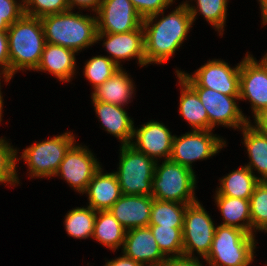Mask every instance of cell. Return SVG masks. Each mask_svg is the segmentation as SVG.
<instances>
[{
	"label": "cell",
	"instance_id": "obj_21",
	"mask_svg": "<svg viewBox=\"0 0 267 266\" xmlns=\"http://www.w3.org/2000/svg\"><path fill=\"white\" fill-rule=\"evenodd\" d=\"M89 207L96 211L108 210L122 195L114 172L103 173L102 166L92 177L86 191Z\"/></svg>",
	"mask_w": 267,
	"mask_h": 266
},
{
	"label": "cell",
	"instance_id": "obj_9",
	"mask_svg": "<svg viewBox=\"0 0 267 266\" xmlns=\"http://www.w3.org/2000/svg\"><path fill=\"white\" fill-rule=\"evenodd\" d=\"M216 225L199 201L188 204L185 210L183 226V255L196 257V251L202 258L210 252Z\"/></svg>",
	"mask_w": 267,
	"mask_h": 266
},
{
	"label": "cell",
	"instance_id": "obj_12",
	"mask_svg": "<svg viewBox=\"0 0 267 266\" xmlns=\"http://www.w3.org/2000/svg\"><path fill=\"white\" fill-rule=\"evenodd\" d=\"M100 168L101 165L92 151L87 146L75 143L66 153L54 176L64 178L74 190L84 194L92 177Z\"/></svg>",
	"mask_w": 267,
	"mask_h": 266
},
{
	"label": "cell",
	"instance_id": "obj_1",
	"mask_svg": "<svg viewBox=\"0 0 267 266\" xmlns=\"http://www.w3.org/2000/svg\"><path fill=\"white\" fill-rule=\"evenodd\" d=\"M164 11L143 19L146 64H163L173 56L186 39L193 25L185 2L167 16ZM161 17L158 21L157 18ZM156 20V21H155ZM155 21V22H154Z\"/></svg>",
	"mask_w": 267,
	"mask_h": 266
},
{
	"label": "cell",
	"instance_id": "obj_14",
	"mask_svg": "<svg viewBox=\"0 0 267 266\" xmlns=\"http://www.w3.org/2000/svg\"><path fill=\"white\" fill-rule=\"evenodd\" d=\"M96 20L101 33H125L139 29L143 23L130 0H102Z\"/></svg>",
	"mask_w": 267,
	"mask_h": 266
},
{
	"label": "cell",
	"instance_id": "obj_38",
	"mask_svg": "<svg viewBox=\"0 0 267 266\" xmlns=\"http://www.w3.org/2000/svg\"><path fill=\"white\" fill-rule=\"evenodd\" d=\"M0 69L1 73L10 78V59L7 31H0Z\"/></svg>",
	"mask_w": 267,
	"mask_h": 266
},
{
	"label": "cell",
	"instance_id": "obj_34",
	"mask_svg": "<svg viewBox=\"0 0 267 266\" xmlns=\"http://www.w3.org/2000/svg\"><path fill=\"white\" fill-rule=\"evenodd\" d=\"M17 148H13L5 138H0V184H19L16 171Z\"/></svg>",
	"mask_w": 267,
	"mask_h": 266
},
{
	"label": "cell",
	"instance_id": "obj_35",
	"mask_svg": "<svg viewBox=\"0 0 267 266\" xmlns=\"http://www.w3.org/2000/svg\"><path fill=\"white\" fill-rule=\"evenodd\" d=\"M70 10L67 0H24L25 15L41 18Z\"/></svg>",
	"mask_w": 267,
	"mask_h": 266
},
{
	"label": "cell",
	"instance_id": "obj_39",
	"mask_svg": "<svg viewBox=\"0 0 267 266\" xmlns=\"http://www.w3.org/2000/svg\"><path fill=\"white\" fill-rule=\"evenodd\" d=\"M199 257H189L185 255L181 256H169L165 259L163 264L165 266H204Z\"/></svg>",
	"mask_w": 267,
	"mask_h": 266
},
{
	"label": "cell",
	"instance_id": "obj_19",
	"mask_svg": "<svg viewBox=\"0 0 267 266\" xmlns=\"http://www.w3.org/2000/svg\"><path fill=\"white\" fill-rule=\"evenodd\" d=\"M93 106L102 128L121 141V145L130 144L133 137L134 121L123 106L102 101H94Z\"/></svg>",
	"mask_w": 267,
	"mask_h": 266
},
{
	"label": "cell",
	"instance_id": "obj_37",
	"mask_svg": "<svg viewBox=\"0 0 267 266\" xmlns=\"http://www.w3.org/2000/svg\"><path fill=\"white\" fill-rule=\"evenodd\" d=\"M138 13L144 19L150 15L160 13L171 6L174 0H130Z\"/></svg>",
	"mask_w": 267,
	"mask_h": 266
},
{
	"label": "cell",
	"instance_id": "obj_4",
	"mask_svg": "<svg viewBox=\"0 0 267 266\" xmlns=\"http://www.w3.org/2000/svg\"><path fill=\"white\" fill-rule=\"evenodd\" d=\"M255 237L241 229L219 225L204 260L209 266H249L254 261Z\"/></svg>",
	"mask_w": 267,
	"mask_h": 266
},
{
	"label": "cell",
	"instance_id": "obj_10",
	"mask_svg": "<svg viewBox=\"0 0 267 266\" xmlns=\"http://www.w3.org/2000/svg\"><path fill=\"white\" fill-rule=\"evenodd\" d=\"M224 146L226 141L211 130H192L179 137L174 135L169 160L193 170V162L214 156Z\"/></svg>",
	"mask_w": 267,
	"mask_h": 266
},
{
	"label": "cell",
	"instance_id": "obj_3",
	"mask_svg": "<svg viewBox=\"0 0 267 266\" xmlns=\"http://www.w3.org/2000/svg\"><path fill=\"white\" fill-rule=\"evenodd\" d=\"M46 42L78 53L96 43V16L73 13L72 10L41 17Z\"/></svg>",
	"mask_w": 267,
	"mask_h": 266
},
{
	"label": "cell",
	"instance_id": "obj_2",
	"mask_svg": "<svg viewBox=\"0 0 267 266\" xmlns=\"http://www.w3.org/2000/svg\"><path fill=\"white\" fill-rule=\"evenodd\" d=\"M7 34L10 79L18 70H35L46 44L41 19L24 14L9 26Z\"/></svg>",
	"mask_w": 267,
	"mask_h": 266
},
{
	"label": "cell",
	"instance_id": "obj_23",
	"mask_svg": "<svg viewBox=\"0 0 267 266\" xmlns=\"http://www.w3.org/2000/svg\"><path fill=\"white\" fill-rule=\"evenodd\" d=\"M220 186L215 196H227L249 200L256 185L260 182L245 165L233 170L219 180Z\"/></svg>",
	"mask_w": 267,
	"mask_h": 266
},
{
	"label": "cell",
	"instance_id": "obj_11",
	"mask_svg": "<svg viewBox=\"0 0 267 266\" xmlns=\"http://www.w3.org/2000/svg\"><path fill=\"white\" fill-rule=\"evenodd\" d=\"M198 95L208 115V130L217 125L241 129L250 121L240 110L237 101L239 96H230L221 92L204 88L191 87ZM247 117V118H246Z\"/></svg>",
	"mask_w": 267,
	"mask_h": 266
},
{
	"label": "cell",
	"instance_id": "obj_41",
	"mask_svg": "<svg viewBox=\"0 0 267 266\" xmlns=\"http://www.w3.org/2000/svg\"><path fill=\"white\" fill-rule=\"evenodd\" d=\"M254 122L256 123L253 125L251 122V126H253L257 131L262 134L267 135V107L262 109L254 116Z\"/></svg>",
	"mask_w": 267,
	"mask_h": 266
},
{
	"label": "cell",
	"instance_id": "obj_13",
	"mask_svg": "<svg viewBox=\"0 0 267 266\" xmlns=\"http://www.w3.org/2000/svg\"><path fill=\"white\" fill-rule=\"evenodd\" d=\"M239 98L249 100L253 117L267 107V66L248 52L241 61Z\"/></svg>",
	"mask_w": 267,
	"mask_h": 266
},
{
	"label": "cell",
	"instance_id": "obj_15",
	"mask_svg": "<svg viewBox=\"0 0 267 266\" xmlns=\"http://www.w3.org/2000/svg\"><path fill=\"white\" fill-rule=\"evenodd\" d=\"M104 39V40H103ZM103 40V46L106 48L109 56L117 66L121 60L137 58L139 65L146 66L144 29H139L125 33H101L97 32L96 43Z\"/></svg>",
	"mask_w": 267,
	"mask_h": 266
},
{
	"label": "cell",
	"instance_id": "obj_26",
	"mask_svg": "<svg viewBox=\"0 0 267 266\" xmlns=\"http://www.w3.org/2000/svg\"><path fill=\"white\" fill-rule=\"evenodd\" d=\"M126 231L109 210L97 211L92 236L97 242L115 252L123 246Z\"/></svg>",
	"mask_w": 267,
	"mask_h": 266
},
{
	"label": "cell",
	"instance_id": "obj_18",
	"mask_svg": "<svg viewBox=\"0 0 267 266\" xmlns=\"http://www.w3.org/2000/svg\"><path fill=\"white\" fill-rule=\"evenodd\" d=\"M152 203V196L122 194L108 210L126 230H130L149 226Z\"/></svg>",
	"mask_w": 267,
	"mask_h": 266
},
{
	"label": "cell",
	"instance_id": "obj_8",
	"mask_svg": "<svg viewBox=\"0 0 267 266\" xmlns=\"http://www.w3.org/2000/svg\"><path fill=\"white\" fill-rule=\"evenodd\" d=\"M241 62L231 67L223 60L213 59L199 67L194 74L176 70L190 87L209 88L225 95L239 96Z\"/></svg>",
	"mask_w": 267,
	"mask_h": 266
},
{
	"label": "cell",
	"instance_id": "obj_25",
	"mask_svg": "<svg viewBox=\"0 0 267 266\" xmlns=\"http://www.w3.org/2000/svg\"><path fill=\"white\" fill-rule=\"evenodd\" d=\"M215 203L223 216L222 226L235 227L251 234L249 200L227 196H215Z\"/></svg>",
	"mask_w": 267,
	"mask_h": 266
},
{
	"label": "cell",
	"instance_id": "obj_42",
	"mask_svg": "<svg viewBox=\"0 0 267 266\" xmlns=\"http://www.w3.org/2000/svg\"><path fill=\"white\" fill-rule=\"evenodd\" d=\"M104 266H144L124 254L112 260H108Z\"/></svg>",
	"mask_w": 267,
	"mask_h": 266
},
{
	"label": "cell",
	"instance_id": "obj_5",
	"mask_svg": "<svg viewBox=\"0 0 267 266\" xmlns=\"http://www.w3.org/2000/svg\"><path fill=\"white\" fill-rule=\"evenodd\" d=\"M158 162L151 184L154 199L184 204L198 201L195 196L197 180L193 170L171 160H164L162 164Z\"/></svg>",
	"mask_w": 267,
	"mask_h": 266
},
{
	"label": "cell",
	"instance_id": "obj_43",
	"mask_svg": "<svg viewBox=\"0 0 267 266\" xmlns=\"http://www.w3.org/2000/svg\"><path fill=\"white\" fill-rule=\"evenodd\" d=\"M260 2V9L262 15V24H267V0H258Z\"/></svg>",
	"mask_w": 267,
	"mask_h": 266
},
{
	"label": "cell",
	"instance_id": "obj_27",
	"mask_svg": "<svg viewBox=\"0 0 267 266\" xmlns=\"http://www.w3.org/2000/svg\"><path fill=\"white\" fill-rule=\"evenodd\" d=\"M181 86L179 112L193 130H208V115L197 93L177 75Z\"/></svg>",
	"mask_w": 267,
	"mask_h": 266
},
{
	"label": "cell",
	"instance_id": "obj_24",
	"mask_svg": "<svg viewBox=\"0 0 267 266\" xmlns=\"http://www.w3.org/2000/svg\"><path fill=\"white\" fill-rule=\"evenodd\" d=\"M244 145L250 162L245 165L253 174V169L261 175L260 181H267V135L257 131L250 123L241 128Z\"/></svg>",
	"mask_w": 267,
	"mask_h": 266
},
{
	"label": "cell",
	"instance_id": "obj_20",
	"mask_svg": "<svg viewBox=\"0 0 267 266\" xmlns=\"http://www.w3.org/2000/svg\"><path fill=\"white\" fill-rule=\"evenodd\" d=\"M76 53L72 49L46 42L34 71H48L59 81L69 82L76 72Z\"/></svg>",
	"mask_w": 267,
	"mask_h": 266
},
{
	"label": "cell",
	"instance_id": "obj_31",
	"mask_svg": "<svg viewBox=\"0 0 267 266\" xmlns=\"http://www.w3.org/2000/svg\"><path fill=\"white\" fill-rule=\"evenodd\" d=\"M149 227L165 256L183 255V228L161 227V225H149Z\"/></svg>",
	"mask_w": 267,
	"mask_h": 266
},
{
	"label": "cell",
	"instance_id": "obj_22",
	"mask_svg": "<svg viewBox=\"0 0 267 266\" xmlns=\"http://www.w3.org/2000/svg\"><path fill=\"white\" fill-rule=\"evenodd\" d=\"M133 80L123 67L118 70L103 84L97 86L92 92V100L102 101L119 106L131 102L132 94L135 91Z\"/></svg>",
	"mask_w": 267,
	"mask_h": 266
},
{
	"label": "cell",
	"instance_id": "obj_36",
	"mask_svg": "<svg viewBox=\"0 0 267 266\" xmlns=\"http://www.w3.org/2000/svg\"><path fill=\"white\" fill-rule=\"evenodd\" d=\"M24 14V0H0V31H7Z\"/></svg>",
	"mask_w": 267,
	"mask_h": 266
},
{
	"label": "cell",
	"instance_id": "obj_44",
	"mask_svg": "<svg viewBox=\"0 0 267 266\" xmlns=\"http://www.w3.org/2000/svg\"><path fill=\"white\" fill-rule=\"evenodd\" d=\"M0 78L3 77L5 79V82H10V78L8 76H6L5 74L0 72ZM2 109H3V96H2V92H1V81H0V122L2 121Z\"/></svg>",
	"mask_w": 267,
	"mask_h": 266
},
{
	"label": "cell",
	"instance_id": "obj_47",
	"mask_svg": "<svg viewBox=\"0 0 267 266\" xmlns=\"http://www.w3.org/2000/svg\"><path fill=\"white\" fill-rule=\"evenodd\" d=\"M150 266H165V265L164 264H159V265H150Z\"/></svg>",
	"mask_w": 267,
	"mask_h": 266
},
{
	"label": "cell",
	"instance_id": "obj_32",
	"mask_svg": "<svg viewBox=\"0 0 267 266\" xmlns=\"http://www.w3.org/2000/svg\"><path fill=\"white\" fill-rule=\"evenodd\" d=\"M251 234L267 225V181H260L249 199Z\"/></svg>",
	"mask_w": 267,
	"mask_h": 266
},
{
	"label": "cell",
	"instance_id": "obj_30",
	"mask_svg": "<svg viewBox=\"0 0 267 266\" xmlns=\"http://www.w3.org/2000/svg\"><path fill=\"white\" fill-rule=\"evenodd\" d=\"M197 2V6L190 5L189 1H185L191 14L192 22H195L197 13H201L209 24H211L219 32V35H223L224 25L227 17V5L228 0H194Z\"/></svg>",
	"mask_w": 267,
	"mask_h": 266
},
{
	"label": "cell",
	"instance_id": "obj_7",
	"mask_svg": "<svg viewBox=\"0 0 267 266\" xmlns=\"http://www.w3.org/2000/svg\"><path fill=\"white\" fill-rule=\"evenodd\" d=\"M73 133L53 136L48 140L31 144L22 152L17 161L23 159L30 171V178L53 177L68 150L75 144Z\"/></svg>",
	"mask_w": 267,
	"mask_h": 266
},
{
	"label": "cell",
	"instance_id": "obj_33",
	"mask_svg": "<svg viewBox=\"0 0 267 266\" xmlns=\"http://www.w3.org/2000/svg\"><path fill=\"white\" fill-rule=\"evenodd\" d=\"M120 68L107 56H95L84 66V76L92 84L93 89L103 84Z\"/></svg>",
	"mask_w": 267,
	"mask_h": 266
},
{
	"label": "cell",
	"instance_id": "obj_17",
	"mask_svg": "<svg viewBox=\"0 0 267 266\" xmlns=\"http://www.w3.org/2000/svg\"><path fill=\"white\" fill-rule=\"evenodd\" d=\"M121 249L125 256L144 266L163 264L167 258L161 252L149 226L127 230Z\"/></svg>",
	"mask_w": 267,
	"mask_h": 266
},
{
	"label": "cell",
	"instance_id": "obj_45",
	"mask_svg": "<svg viewBox=\"0 0 267 266\" xmlns=\"http://www.w3.org/2000/svg\"><path fill=\"white\" fill-rule=\"evenodd\" d=\"M263 58H261V60L266 64L267 66V53L266 55L262 56Z\"/></svg>",
	"mask_w": 267,
	"mask_h": 266
},
{
	"label": "cell",
	"instance_id": "obj_6",
	"mask_svg": "<svg viewBox=\"0 0 267 266\" xmlns=\"http://www.w3.org/2000/svg\"><path fill=\"white\" fill-rule=\"evenodd\" d=\"M118 171L114 172L123 195L152 196L156 161L130 144L120 146Z\"/></svg>",
	"mask_w": 267,
	"mask_h": 266
},
{
	"label": "cell",
	"instance_id": "obj_28",
	"mask_svg": "<svg viewBox=\"0 0 267 266\" xmlns=\"http://www.w3.org/2000/svg\"><path fill=\"white\" fill-rule=\"evenodd\" d=\"M188 204L162 201L153 198L149 225L183 228Z\"/></svg>",
	"mask_w": 267,
	"mask_h": 266
},
{
	"label": "cell",
	"instance_id": "obj_40",
	"mask_svg": "<svg viewBox=\"0 0 267 266\" xmlns=\"http://www.w3.org/2000/svg\"><path fill=\"white\" fill-rule=\"evenodd\" d=\"M68 6L70 10H74L73 8L76 6L79 9H92L91 11H94L95 13L98 11L102 0H67Z\"/></svg>",
	"mask_w": 267,
	"mask_h": 266
},
{
	"label": "cell",
	"instance_id": "obj_46",
	"mask_svg": "<svg viewBox=\"0 0 267 266\" xmlns=\"http://www.w3.org/2000/svg\"><path fill=\"white\" fill-rule=\"evenodd\" d=\"M260 231H265V232H267V225H266L264 228H262Z\"/></svg>",
	"mask_w": 267,
	"mask_h": 266
},
{
	"label": "cell",
	"instance_id": "obj_29",
	"mask_svg": "<svg viewBox=\"0 0 267 266\" xmlns=\"http://www.w3.org/2000/svg\"><path fill=\"white\" fill-rule=\"evenodd\" d=\"M97 211L91 207H76L65 215L64 227L69 236L86 239L93 236Z\"/></svg>",
	"mask_w": 267,
	"mask_h": 266
},
{
	"label": "cell",
	"instance_id": "obj_16",
	"mask_svg": "<svg viewBox=\"0 0 267 266\" xmlns=\"http://www.w3.org/2000/svg\"><path fill=\"white\" fill-rule=\"evenodd\" d=\"M141 126L139 129L134 127L130 145L156 162L162 158L169 160L174 135L171 134L167 126L154 120Z\"/></svg>",
	"mask_w": 267,
	"mask_h": 266
}]
</instances>
